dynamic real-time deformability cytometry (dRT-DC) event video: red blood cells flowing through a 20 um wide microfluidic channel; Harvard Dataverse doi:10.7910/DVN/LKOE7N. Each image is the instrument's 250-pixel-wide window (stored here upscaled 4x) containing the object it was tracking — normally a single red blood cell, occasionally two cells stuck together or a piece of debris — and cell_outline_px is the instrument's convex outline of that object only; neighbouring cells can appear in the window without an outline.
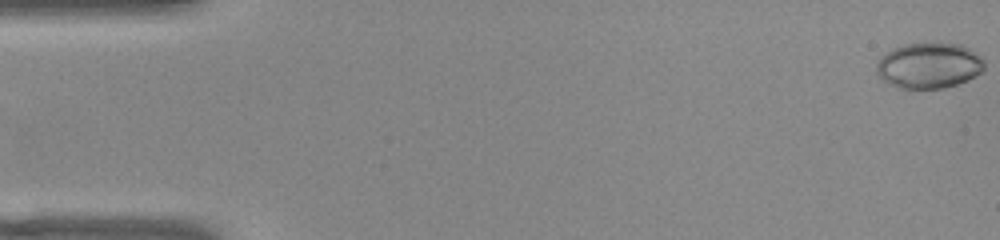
{"species": "common noctule bat (a hibernating species)", "species_latin": "Nyctalus noctula", "temperature_condition": "warm", "stored_images_in_passage": 51, "camera_frame_rate_fps": 3000, "um_per_image_px": 0.085, "animal": {"sex": "female", "body_mass_g": 22.0, "forearm_length_mm": 56.7}, "frame": {"image": 1, "passage_image": 1, "time_ms": 0.0, "image_size_px": [1000, 240], "cell_outline_px": [[984, 68], [980, 72], [956, 84], [944, 88], [896, 88], [888, 84], [876, 76], [876, 64], [880, 56], [892, 48], [904, 44], [928, 40], [936, 40], [964, 44], [980, 56], [984, 60]], "centroid_in_image_um": [78.91, 5.51], "position_along_channel_um": 6.1, "area_um2": 29.65}}
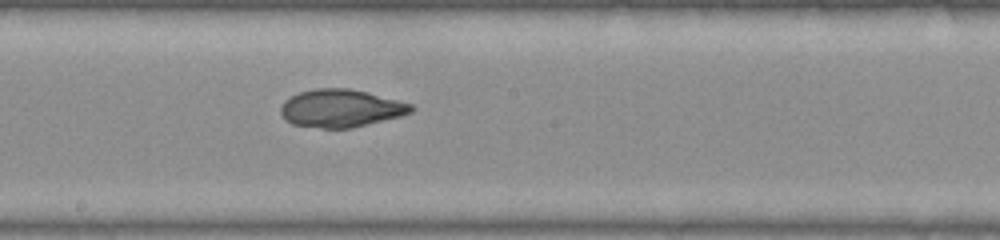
{"frame": {"image": 2, "passage_image": 28, "time_ms": 9.0, "image_size_px": [1000, 240], "cell_outline_px": [[416, 108], [412, 112], [400, 116], [352, 128], [320, 128], [292, 124], [284, 120], [280, 112], [280, 108], [284, 100], [300, 92], [316, 88], [348, 88], [368, 92], [412, 104]], "centroid_in_image_um": [28.96, 9.2], "position_along_channel_um": 219.2, "area_um2": 28.78}}
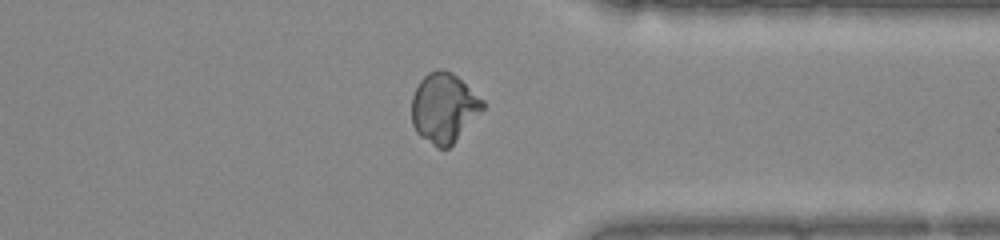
{"frame": {"image": 3, "passage_image": 40, "time_ms": 13.0, "image_size_px": [1000, 240], "cell_outline_px": [[484, 108], [456, 140], [448, 148], [436, 148], [420, 136], [416, 132], [412, 124], [412, 96], [420, 80], [428, 72], [436, 68], [444, 68], [452, 72], [484, 100]], "centroid_in_image_um": [37.71, 9.15], "position_along_channel_um": 373.7, "area_um2": 28.84}, "authors_computed_cell_mechanics": {"area_um2": 29.0734, "velocity_mm_per_s": 3.9837, "shape_relaxation_time_tau1_ms": 8.8008, "shape_relaxation_time_tau2_ms": 1.122, "deformation_change_tau1": 0.3374, "deformation_change_tau2": 0.0464}}